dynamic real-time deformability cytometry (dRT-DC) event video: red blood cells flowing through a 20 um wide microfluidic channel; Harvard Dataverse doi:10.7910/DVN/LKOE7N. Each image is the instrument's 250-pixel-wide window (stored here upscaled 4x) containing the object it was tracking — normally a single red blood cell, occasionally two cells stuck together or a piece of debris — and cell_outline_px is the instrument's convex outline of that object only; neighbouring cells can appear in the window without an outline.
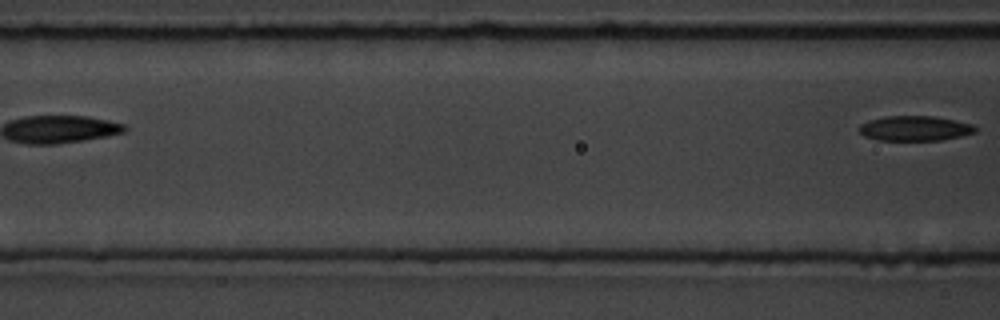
{"species": "common noctule bat (a hibernating species)", "species_latin": "Nyctalus noctula", "temperature_condition": "room temperature", "stored_images_in_passage": 9, "camera_frame_rate_fps": 3000, "um_per_image_px": 0.085, "animal": {"sex": "male", "body_mass_g": 19.5, "forearm_length_mm": 54.6}, "frame": {"image": 1, "passage_image": 9, "time_ms": 10.0, "image_size_px": [1000, 320], "cell_outline_px": [[976, 132], [960, 136], [940, 140], [876, 140], [864, 136], [860, 132], [860, 124], [868, 120], [884, 116], [936, 116], [972, 124], [976, 128]], "centroid_in_image_um": [77.74, 10.9], "position_along_channel_um": 88.9, "area_um2": 16.88}}